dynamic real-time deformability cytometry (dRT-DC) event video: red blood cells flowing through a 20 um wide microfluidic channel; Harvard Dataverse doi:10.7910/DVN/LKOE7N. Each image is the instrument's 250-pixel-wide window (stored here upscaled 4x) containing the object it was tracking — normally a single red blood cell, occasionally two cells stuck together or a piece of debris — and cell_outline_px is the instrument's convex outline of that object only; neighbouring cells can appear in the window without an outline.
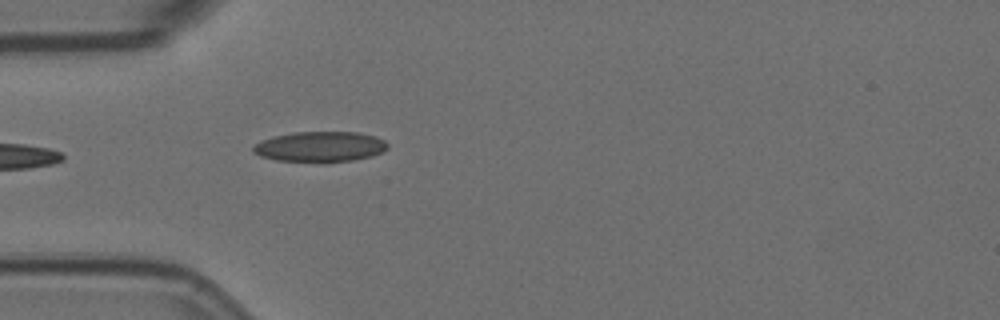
{"species": "Egyptian fruit bat (a non-hibernating species)", "species_latin": "Rousettus aegyptiacus", "temperature_condition": "room temperature", "stored_images_in_passage": 5, "camera_frame_rate_fps": 3000, "um_per_image_px": 0.085, "animal": {"sex": "female"}, "frame": {"image": 1, "passage_image": 5, "time_ms": 1.333, "image_size_px": [1000, 320], "cell_outline_px": [[388, 148], [372, 156], [352, 160], [324, 164], [276, 160], [260, 156], [252, 152], [252, 148], [260, 140], [272, 136], [296, 132], [356, 132], [376, 136], [384, 140], [388, 144]], "centroid_in_image_um": [27.18, 12.49], "position_along_channel_um": 57.8, "area_um2": 24.33}}